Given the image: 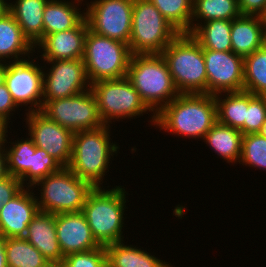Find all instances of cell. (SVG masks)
<instances>
[{"label":"cell","instance_id":"obj_1","mask_svg":"<svg viewBox=\"0 0 266 267\" xmlns=\"http://www.w3.org/2000/svg\"><path fill=\"white\" fill-rule=\"evenodd\" d=\"M217 122L215 96L179 94L155 115V125L166 132L190 138H204Z\"/></svg>","mask_w":266,"mask_h":267},{"label":"cell","instance_id":"obj_2","mask_svg":"<svg viewBox=\"0 0 266 267\" xmlns=\"http://www.w3.org/2000/svg\"><path fill=\"white\" fill-rule=\"evenodd\" d=\"M126 77L153 112V125L155 115L180 94L161 54H132Z\"/></svg>","mask_w":266,"mask_h":267},{"label":"cell","instance_id":"obj_3","mask_svg":"<svg viewBox=\"0 0 266 267\" xmlns=\"http://www.w3.org/2000/svg\"><path fill=\"white\" fill-rule=\"evenodd\" d=\"M110 125L73 134L72 155L68 168L80 179L101 187L111 156L120 149L110 141Z\"/></svg>","mask_w":266,"mask_h":267},{"label":"cell","instance_id":"obj_4","mask_svg":"<svg viewBox=\"0 0 266 267\" xmlns=\"http://www.w3.org/2000/svg\"><path fill=\"white\" fill-rule=\"evenodd\" d=\"M121 187L116 186L110 190L94 187L83 206L82 213L100 246L124 241L122 228L127 192Z\"/></svg>","mask_w":266,"mask_h":267},{"label":"cell","instance_id":"obj_5","mask_svg":"<svg viewBox=\"0 0 266 267\" xmlns=\"http://www.w3.org/2000/svg\"><path fill=\"white\" fill-rule=\"evenodd\" d=\"M180 94H207L203 48L188 33H180L161 53Z\"/></svg>","mask_w":266,"mask_h":267},{"label":"cell","instance_id":"obj_6","mask_svg":"<svg viewBox=\"0 0 266 267\" xmlns=\"http://www.w3.org/2000/svg\"><path fill=\"white\" fill-rule=\"evenodd\" d=\"M34 185L41 186L40 199L36 196L39 210L51 214L82 212L87 196L94 189L90 182L78 178L68 167H62Z\"/></svg>","mask_w":266,"mask_h":267},{"label":"cell","instance_id":"obj_7","mask_svg":"<svg viewBox=\"0 0 266 267\" xmlns=\"http://www.w3.org/2000/svg\"><path fill=\"white\" fill-rule=\"evenodd\" d=\"M180 33L149 0H134L129 48L132 54H161Z\"/></svg>","mask_w":266,"mask_h":267},{"label":"cell","instance_id":"obj_8","mask_svg":"<svg viewBox=\"0 0 266 267\" xmlns=\"http://www.w3.org/2000/svg\"><path fill=\"white\" fill-rule=\"evenodd\" d=\"M132 53L129 45L88 29L83 62L90 83L118 79L127 75Z\"/></svg>","mask_w":266,"mask_h":267},{"label":"cell","instance_id":"obj_9","mask_svg":"<svg viewBox=\"0 0 266 267\" xmlns=\"http://www.w3.org/2000/svg\"><path fill=\"white\" fill-rule=\"evenodd\" d=\"M90 90L95 96L98 113L104 125L112 119L143 116L151 110L146 106L140 94L127 77L98 80L91 84Z\"/></svg>","mask_w":266,"mask_h":267},{"label":"cell","instance_id":"obj_10","mask_svg":"<svg viewBox=\"0 0 266 267\" xmlns=\"http://www.w3.org/2000/svg\"><path fill=\"white\" fill-rule=\"evenodd\" d=\"M41 112L73 133L104 125L90 89L67 98L43 100Z\"/></svg>","mask_w":266,"mask_h":267},{"label":"cell","instance_id":"obj_11","mask_svg":"<svg viewBox=\"0 0 266 267\" xmlns=\"http://www.w3.org/2000/svg\"><path fill=\"white\" fill-rule=\"evenodd\" d=\"M134 0H94L87 4L85 18L98 35L129 44Z\"/></svg>","mask_w":266,"mask_h":267},{"label":"cell","instance_id":"obj_12","mask_svg":"<svg viewBox=\"0 0 266 267\" xmlns=\"http://www.w3.org/2000/svg\"><path fill=\"white\" fill-rule=\"evenodd\" d=\"M32 61L25 58L21 61H7L4 78V83L18 107L32 105L31 108L29 106L28 113L41 111L43 106L44 69L39 64L36 65L34 59Z\"/></svg>","mask_w":266,"mask_h":267},{"label":"cell","instance_id":"obj_13","mask_svg":"<svg viewBox=\"0 0 266 267\" xmlns=\"http://www.w3.org/2000/svg\"><path fill=\"white\" fill-rule=\"evenodd\" d=\"M207 73V94L243 91L244 57L233 51H213L203 48Z\"/></svg>","mask_w":266,"mask_h":267},{"label":"cell","instance_id":"obj_14","mask_svg":"<svg viewBox=\"0 0 266 267\" xmlns=\"http://www.w3.org/2000/svg\"><path fill=\"white\" fill-rule=\"evenodd\" d=\"M29 136L35 146L45 150L63 167H68L72 155L73 132L49 119L41 111L26 114Z\"/></svg>","mask_w":266,"mask_h":267},{"label":"cell","instance_id":"obj_15","mask_svg":"<svg viewBox=\"0 0 266 267\" xmlns=\"http://www.w3.org/2000/svg\"><path fill=\"white\" fill-rule=\"evenodd\" d=\"M52 66L43 73V100H55L77 95L89 90L83 59L46 61Z\"/></svg>","mask_w":266,"mask_h":267},{"label":"cell","instance_id":"obj_16","mask_svg":"<svg viewBox=\"0 0 266 267\" xmlns=\"http://www.w3.org/2000/svg\"><path fill=\"white\" fill-rule=\"evenodd\" d=\"M57 240L64 257L99 248L82 212L55 214Z\"/></svg>","mask_w":266,"mask_h":267},{"label":"cell","instance_id":"obj_17","mask_svg":"<svg viewBox=\"0 0 266 267\" xmlns=\"http://www.w3.org/2000/svg\"><path fill=\"white\" fill-rule=\"evenodd\" d=\"M26 186L0 210V235L4 238L24 237L28 225L40 211L34 192Z\"/></svg>","mask_w":266,"mask_h":267},{"label":"cell","instance_id":"obj_18","mask_svg":"<svg viewBox=\"0 0 266 267\" xmlns=\"http://www.w3.org/2000/svg\"><path fill=\"white\" fill-rule=\"evenodd\" d=\"M89 26L84 18L75 28L46 35L37 45L44 61L83 59Z\"/></svg>","mask_w":266,"mask_h":267},{"label":"cell","instance_id":"obj_19","mask_svg":"<svg viewBox=\"0 0 266 267\" xmlns=\"http://www.w3.org/2000/svg\"><path fill=\"white\" fill-rule=\"evenodd\" d=\"M232 51L242 57L266 44V22L262 16L240 15L231 21Z\"/></svg>","mask_w":266,"mask_h":267},{"label":"cell","instance_id":"obj_20","mask_svg":"<svg viewBox=\"0 0 266 267\" xmlns=\"http://www.w3.org/2000/svg\"><path fill=\"white\" fill-rule=\"evenodd\" d=\"M24 238L49 261L61 263L64 259L55 227V214L39 211L27 228Z\"/></svg>","mask_w":266,"mask_h":267},{"label":"cell","instance_id":"obj_21","mask_svg":"<svg viewBox=\"0 0 266 267\" xmlns=\"http://www.w3.org/2000/svg\"><path fill=\"white\" fill-rule=\"evenodd\" d=\"M9 3V12L14 16L23 34L36 47L43 39V13L48 0H16Z\"/></svg>","mask_w":266,"mask_h":267},{"label":"cell","instance_id":"obj_22","mask_svg":"<svg viewBox=\"0 0 266 267\" xmlns=\"http://www.w3.org/2000/svg\"><path fill=\"white\" fill-rule=\"evenodd\" d=\"M35 46L23 34L14 16L7 12L0 18V59L7 61L14 57L15 61H21L23 55L30 58L31 51L35 52ZM21 55V56H20ZM11 56V58H10ZM20 57H22L20 59ZM7 58V59H6Z\"/></svg>","mask_w":266,"mask_h":267},{"label":"cell","instance_id":"obj_23","mask_svg":"<svg viewBox=\"0 0 266 267\" xmlns=\"http://www.w3.org/2000/svg\"><path fill=\"white\" fill-rule=\"evenodd\" d=\"M64 1V2H63ZM48 0L43 13V38L55 32L75 28L84 18L85 12L79 11L83 0L68 2L65 0ZM82 12V13H81Z\"/></svg>","mask_w":266,"mask_h":267},{"label":"cell","instance_id":"obj_24","mask_svg":"<svg viewBox=\"0 0 266 267\" xmlns=\"http://www.w3.org/2000/svg\"><path fill=\"white\" fill-rule=\"evenodd\" d=\"M203 24L202 22L191 23L190 26L191 36L202 48L213 51H232L231 21L211 20Z\"/></svg>","mask_w":266,"mask_h":267},{"label":"cell","instance_id":"obj_25","mask_svg":"<svg viewBox=\"0 0 266 267\" xmlns=\"http://www.w3.org/2000/svg\"><path fill=\"white\" fill-rule=\"evenodd\" d=\"M242 137L239 129L217 121L203 139L220 158H224L228 163H237L241 156Z\"/></svg>","mask_w":266,"mask_h":267},{"label":"cell","instance_id":"obj_26","mask_svg":"<svg viewBox=\"0 0 266 267\" xmlns=\"http://www.w3.org/2000/svg\"><path fill=\"white\" fill-rule=\"evenodd\" d=\"M109 267H166L168 263L132 245L116 242L105 247Z\"/></svg>","mask_w":266,"mask_h":267},{"label":"cell","instance_id":"obj_27","mask_svg":"<svg viewBox=\"0 0 266 267\" xmlns=\"http://www.w3.org/2000/svg\"><path fill=\"white\" fill-rule=\"evenodd\" d=\"M227 94V96H226ZM222 93L215 95L217 104V121L223 125L239 129L244 135V122L246 109L248 108V92L225 93L224 99L220 98Z\"/></svg>","mask_w":266,"mask_h":267},{"label":"cell","instance_id":"obj_28","mask_svg":"<svg viewBox=\"0 0 266 267\" xmlns=\"http://www.w3.org/2000/svg\"><path fill=\"white\" fill-rule=\"evenodd\" d=\"M8 267H44L49 261L24 237L5 238Z\"/></svg>","mask_w":266,"mask_h":267},{"label":"cell","instance_id":"obj_29","mask_svg":"<svg viewBox=\"0 0 266 267\" xmlns=\"http://www.w3.org/2000/svg\"><path fill=\"white\" fill-rule=\"evenodd\" d=\"M243 91L266 96V44L244 57Z\"/></svg>","mask_w":266,"mask_h":267},{"label":"cell","instance_id":"obj_30","mask_svg":"<svg viewBox=\"0 0 266 267\" xmlns=\"http://www.w3.org/2000/svg\"><path fill=\"white\" fill-rule=\"evenodd\" d=\"M241 15L238 0H193L192 20L203 22L211 20L232 21Z\"/></svg>","mask_w":266,"mask_h":267},{"label":"cell","instance_id":"obj_31","mask_svg":"<svg viewBox=\"0 0 266 267\" xmlns=\"http://www.w3.org/2000/svg\"><path fill=\"white\" fill-rule=\"evenodd\" d=\"M179 33L190 34L193 0H149Z\"/></svg>","mask_w":266,"mask_h":267},{"label":"cell","instance_id":"obj_32","mask_svg":"<svg viewBox=\"0 0 266 267\" xmlns=\"http://www.w3.org/2000/svg\"><path fill=\"white\" fill-rule=\"evenodd\" d=\"M11 144L10 149H5L8 174L21 179L31 168L36 146L31 138L17 140Z\"/></svg>","mask_w":266,"mask_h":267},{"label":"cell","instance_id":"obj_33","mask_svg":"<svg viewBox=\"0 0 266 267\" xmlns=\"http://www.w3.org/2000/svg\"><path fill=\"white\" fill-rule=\"evenodd\" d=\"M239 163L266 170V137L259 133L243 135Z\"/></svg>","mask_w":266,"mask_h":267},{"label":"cell","instance_id":"obj_34","mask_svg":"<svg viewBox=\"0 0 266 267\" xmlns=\"http://www.w3.org/2000/svg\"><path fill=\"white\" fill-rule=\"evenodd\" d=\"M63 166L52 156L48 155L45 150L40 148L35 149L32 155L30 170L20 179L22 184L25 182L31 189L34 184L49 174L59 171ZM29 179V180H28ZM28 181V183H27Z\"/></svg>","mask_w":266,"mask_h":267},{"label":"cell","instance_id":"obj_35","mask_svg":"<svg viewBox=\"0 0 266 267\" xmlns=\"http://www.w3.org/2000/svg\"><path fill=\"white\" fill-rule=\"evenodd\" d=\"M266 119V96L248 92L244 135L259 133Z\"/></svg>","mask_w":266,"mask_h":267},{"label":"cell","instance_id":"obj_36","mask_svg":"<svg viewBox=\"0 0 266 267\" xmlns=\"http://www.w3.org/2000/svg\"><path fill=\"white\" fill-rule=\"evenodd\" d=\"M60 264L61 267H109L107 251L104 246L87 252L69 254Z\"/></svg>","mask_w":266,"mask_h":267},{"label":"cell","instance_id":"obj_37","mask_svg":"<svg viewBox=\"0 0 266 267\" xmlns=\"http://www.w3.org/2000/svg\"><path fill=\"white\" fill-rule=\"evenodd\" d=\"M26 185H23L20 179L8 175L0 180V210L9 200L18 195Z\"/></svg>","mask_w":266,"mask_h":267},{"label":"cell","instance_id":"obj_38","mask_svg":"<svg viewBox=\"0 0 266 267\" xmlns=\"http://www.w3.org/2000/svg\"><path fill=\"white\" fill-rule=\"evenodd\" d=\"M18 108L15 101L12 98L6 84L3 82L0 84V121L8 128V122L10 120V113Z\"/></svg>","mask_w":266,"mask_h":267},{"label":"cell","instance_id":"obj_39","mask_svg":"<svg viewBox=\"0 0 266 267\" xmlns=\"http://www.w3.org/2000/svg\"><path fill=\"white\" fill-rule=\"evenodd\" d=\"M241 15L262 16L266 14V0H238Z\"/></svg>","mask_w":266,"mask_h":267},{"label":"cell","instance_id":"obj_40","mask_svg":"<svg viewBox=\"0 0 266 267\" xmlns=\"http://www.w3.org/2000/svg\"><path fill=\"white\" fill-rule=\"evenodd\" d=\"M8 132L7 127L5 128L2 139L0 140V180L7 177V156L5 152V143L7 142L6 137L8 136L6 133ZM4 146V147H3Z\"/></svg>","mask_w":266,"mask_h":267},{"label":"cell","instance_id":"obj_41","mask_svg":"<svg viewBox=\"0 0 266 267\" xmlns=\"http://www.w3.org/2000/svg\"><path fill=\"white\" fill-rule=\"evenodd\" d=\"M0 267H8L5 252V238L0 235Z\"/></svg>","mask_w":266,"mask_h":267},{"label":"cell","instance_id":"obj_42","mask_svg":"<svg viewBox=\"0 0 266 267\" xmlns=\"http://www.w3.org/2000/svg\"><path fill=\"white\" fill-rule=\"evenodd\" d=\"M9 12V4L5 0H0V18Z\"/></svg>","mask_w":266,"mask_h":267},{"label":"cell","instance_id":"obj_43","mask_svg":"<svg viewBox=\"0 0 266 267\" xmlns=\"http://www.w3.org/2000/svg\"><path fill=\"white\" fill-rule=\"evenodd\" d=\"M6 67H7V63L3 62V60L1 62V60H0V84H2L4 82Z\"/></svg>","mask_w":266,"mask_h":267},{"label":"cell","instance_id":"obj_44","mask_svg":"<svg viewBox=\"0 0 266 267\" xmlns=\"http://www.w3.org/2000/svg\"><path fill=\"white\" fill-rule=\"evenodd\" d=\"M259 134L261 136L266 137V119H265V122H264L263 126L261 127V130H260Z\"/></svg>","mask_w":266,"mask_h":267},{"label":"cell","instance_id":"obj_45","mask_svg":"<svg viewBox=\"0 0 266 267\" xmlns=\"http://www.w3.org/2000/svg\"><path fill=\"white\" fill-rule=\"evenodd\" d=\"M44 267H61V264L60 263L49 262Z\"/></svg>","mask_w":266,"mask_h":267},{"label":"cell","instance_id":"obj_46","mask_svg":"<svg viewBox=\"0 0 266 267\" xmlns=\"http://www.w3.org/2000/svg\"><path fill=\"white\" fill-rule=\"evenodd\" d=\"M5 128H6V127H5V126L1 123V121H0V140H1L2 137H3Z\"/></svg>","mask_w":266,"mask_h":267}]
</instances>
